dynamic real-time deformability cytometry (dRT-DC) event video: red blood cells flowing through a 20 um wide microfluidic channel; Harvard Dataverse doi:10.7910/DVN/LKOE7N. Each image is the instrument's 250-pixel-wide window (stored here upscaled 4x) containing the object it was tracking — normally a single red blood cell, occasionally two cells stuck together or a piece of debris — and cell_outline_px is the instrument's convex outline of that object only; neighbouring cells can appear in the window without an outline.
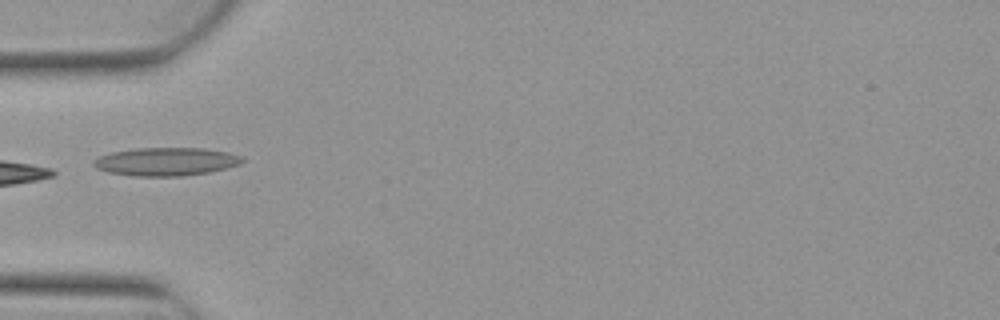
{"species": "Egyptian fruit bat (a non-hibernating species)", "species_latin": "Rousettus aegyptiacus", "temperature_condition": "warm", "stored_images_in_passage": 7, "camera_frame_rate_fps": 3000, "um_per_image_px": 0.085, "animal": {"sex": "female"}, "frame": {"image": 1, "passage_image": 6, "time_ms": 1.667, "image_size_px": [1000, 320], "cell_outline_px": [[244, 160], [240, 164], [208, 172], [180, 176], [132, 176], [108, 172], [96, 168], [92, 164], [92, 160], [100, 156], [112, 152], [136, 148], [204, 148], [228, 152], [244, 156]], "centroid_in_image_um": [14.1, 13.73], "position_along_channel_um": 70.9, "area_um2": 24.45}}
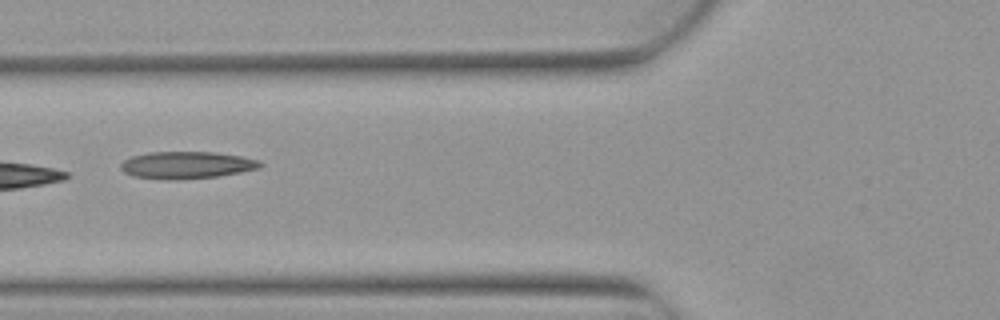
{"frame": {"image": 2, "passage_image": 7, "time_ms": 2.0, "image_size_px": [1000, 320], "cell_outline_px": [[264, 164], [260, 168], [240, 172], [216, 176], [180, 180], [168, 180], [132, 176], [124, 172], [120, 168], [120, 164], [124, 160], [132, 156], [148, 152], [216, 152], [240, 156], [260, 160]], "centroid_in_image_um": [15.86, 14.03], "position_along_channel_um": 109.9, "area_um2": 22.2}}